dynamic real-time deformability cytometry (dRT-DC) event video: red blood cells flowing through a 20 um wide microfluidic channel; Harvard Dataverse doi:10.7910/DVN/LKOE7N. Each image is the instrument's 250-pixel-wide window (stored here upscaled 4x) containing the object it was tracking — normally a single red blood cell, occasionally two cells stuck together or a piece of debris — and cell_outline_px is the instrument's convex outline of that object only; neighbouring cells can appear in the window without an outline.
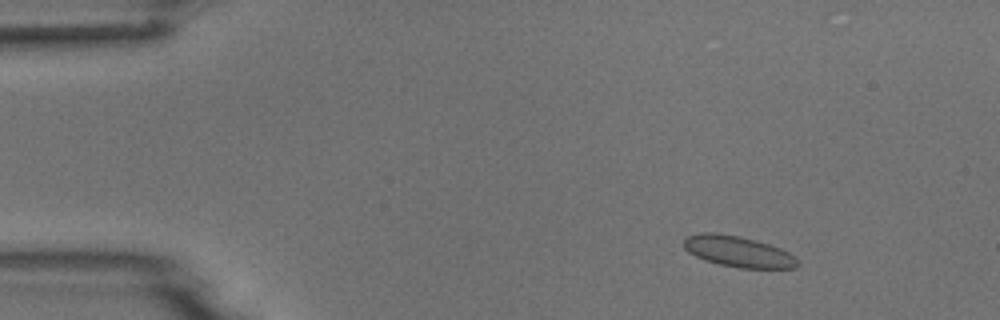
{"species": "common noctule bat (a hibernating species)", "species_latin": "Nyctalus noctula", "temperature_condition": "room temperature", "stored_images_in_passage": 9, "camera_frame_rate_fps": 3000, "um_per_image_px": 0.085, "animal": {"sex": "male", "body_mass_g": 18.8}, "frame": {"image": 1, "passage_image": 2, "time_ms": 1.333, "image_size_px": [1000, 320], "cell_outline_px": [[800, 264], [796, 268], [740, 268], [720, 264], [704, 260], [688, 252], [684, 248], [684, 240], [688, 236], [700, 232], [716, 232], [740, 236], [756, 240], [780, 248], [788, 252]], "centroid_in_image_um": [62.72, 21.37], "position_along_channel_um": 22.3, "area_um2": 20.46}}
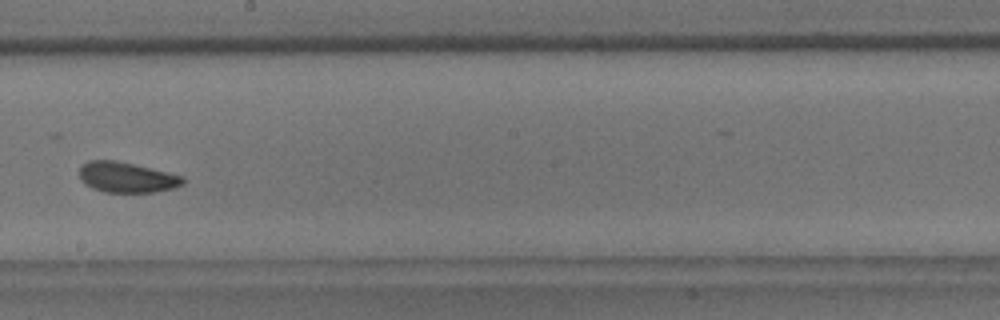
{"frame": {"image": 2, "passage_image": 9, "time_ms": 9.333, "image_size_px": [1000, 320], "cell_outline_px": [[184, 184], [172, 188], [152, 192], [104, 192], [92, 188], [84, 184], [80, 180], [80, 164], [88, 160], [116, 160], [168, 172], [184, 176]], "centroid_in_image_um": [10.73, 15.06], "position_along_channel_um": 237.5, "area_um2": 18.44}}